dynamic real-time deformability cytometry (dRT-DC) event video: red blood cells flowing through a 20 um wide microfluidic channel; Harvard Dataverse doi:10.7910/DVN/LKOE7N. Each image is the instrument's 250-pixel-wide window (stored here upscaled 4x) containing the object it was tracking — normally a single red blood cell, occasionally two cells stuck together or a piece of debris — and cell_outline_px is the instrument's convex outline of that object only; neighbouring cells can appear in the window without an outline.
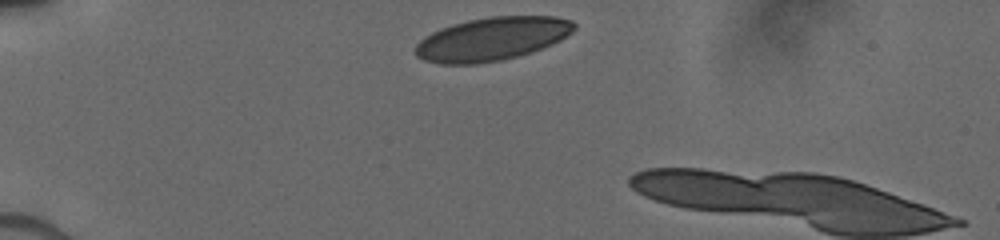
{"species": "human", "species_latin": "Homo sapiens", "temperature_condition": "cold", "stored_images_in_passage": 3, "camera_frame_rate_fps": 3000, "um_per_image_px": 0.085, "donor": {"sex": "male"}, "frame": {"image": 1, "passage_image": 1, "time_ms": 0.0, "image_size_px": [1000, 240], "cell_outline_px": [[576, 28], [572, 32], [560, 40], [552, 44], [516, 56], [500, 60], [476, 64], [440, 64], [424, 60], [416, 56], [416, 44], [424, 36], [440, 28], [452, 24], [468, 20], [488, 16], [556, 16], [572, 20], [576, 24]], "centroid_in_image_um": [41.81, 3.29], "position_along_channel_um": 43.2, "area_um2": 40.06}}